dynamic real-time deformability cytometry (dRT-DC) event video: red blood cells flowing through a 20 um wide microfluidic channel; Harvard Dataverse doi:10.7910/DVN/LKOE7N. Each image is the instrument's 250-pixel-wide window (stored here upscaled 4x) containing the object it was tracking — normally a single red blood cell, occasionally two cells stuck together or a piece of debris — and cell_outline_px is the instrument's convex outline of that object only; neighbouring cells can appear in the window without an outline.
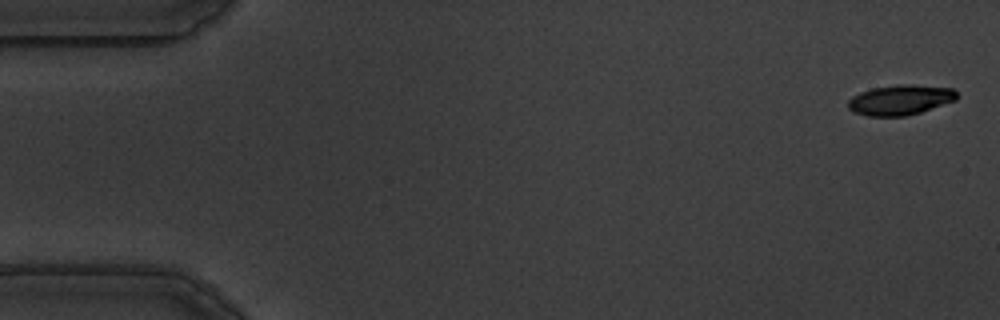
{"species": "common noctule bat (a hibernating species)", "species_latin": "Nyctalus noctula", "temperature_condition": "warm", "stored_images_in_passage": 58, "camera_frame_rate_fps": 3000, "um_per_image_px": 0.085, "animal": {"sex": "male", "body_mass_g": 19.5, "forearm_length_mm": 54.6}, "frame": {"image": 1, "passage_image": 2, "time_ms": 0.333, "image_size_px": [1000, 320], "cell_outline_px": [[956, 100], [920, 112], [904, 116], [868, 116], [852, 112], [848, 108], [848, 100], [852, 96], [860, 92], [872, 88], [900, 84], [912, 84], [952, 88], [956, 92]], "centroid_in_image_um": [76.48, 8.49], "position_along_channel_um": 8.5, "area_um2": 19.07}}
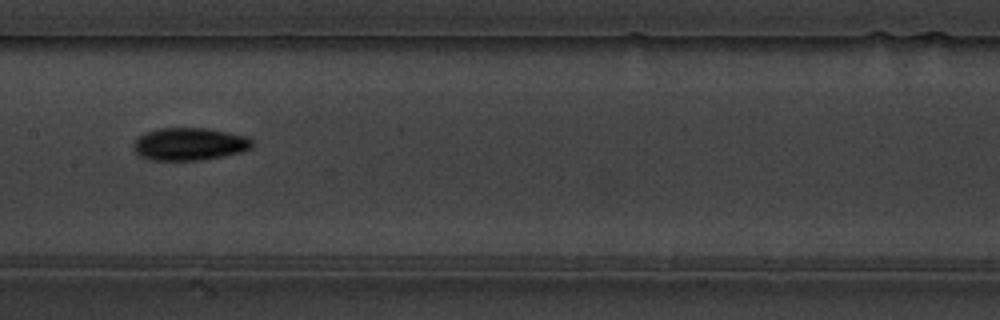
{"frame": {"image": 2, "passage_image": 29, "time_ms": 9.333, "image_size_px": [1000, 320], "cell_outline_px": [[256, 144], [252, 148], [240, 152], [224, 156], [200, 160], [152, 160], [140, 156], [136, 152], [132, 144], [136, 136], [144, 132], [156, 128], [208, 128], [248, 136]], "centroid_in_image_um": [16.1, 12.23], "position_along_channel_um": 191.3, "area_um2": 22.95}}
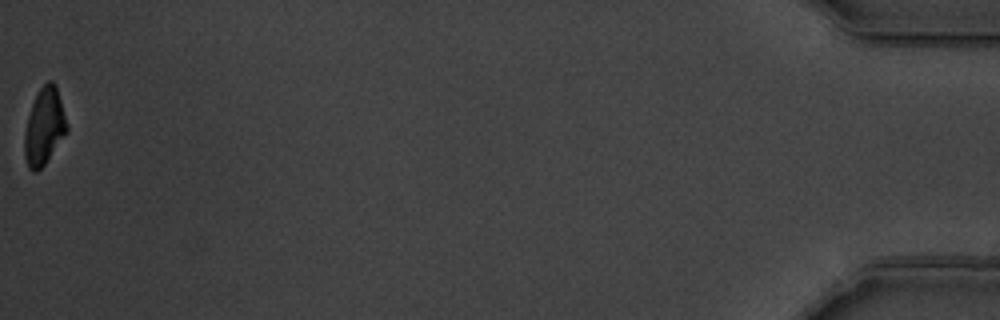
{"frame": {"image": 3, "passage_image": 58, "time_ms": 19.0, "image_size_px": [1000, 320], "cell_outline_px": [[68, 132], [44, 164], [36, 172], [32, 172], [28, 168], [24, 156], [24, 132], [28, 116], [32, 104], [40, 88], [48, 80], [52, 80], [56, 84], [68, 124]], "centroid_in_image_um": [3.77, 10.76], "position_along_channel_um": 431.4, "area_um2": 19.07}, "authors_computed_cell_mechanics": {"area_um2": 20.9525, "velocity_mm_per_s": 3.5147, "shape_relaxation_time_tau1_ms": 3.9016, "shape_relaxation_time_tau2_ms": 6.8077, "deformation_change_tau1": 0.1565, "deformation_change_tau2": 0.1241}}